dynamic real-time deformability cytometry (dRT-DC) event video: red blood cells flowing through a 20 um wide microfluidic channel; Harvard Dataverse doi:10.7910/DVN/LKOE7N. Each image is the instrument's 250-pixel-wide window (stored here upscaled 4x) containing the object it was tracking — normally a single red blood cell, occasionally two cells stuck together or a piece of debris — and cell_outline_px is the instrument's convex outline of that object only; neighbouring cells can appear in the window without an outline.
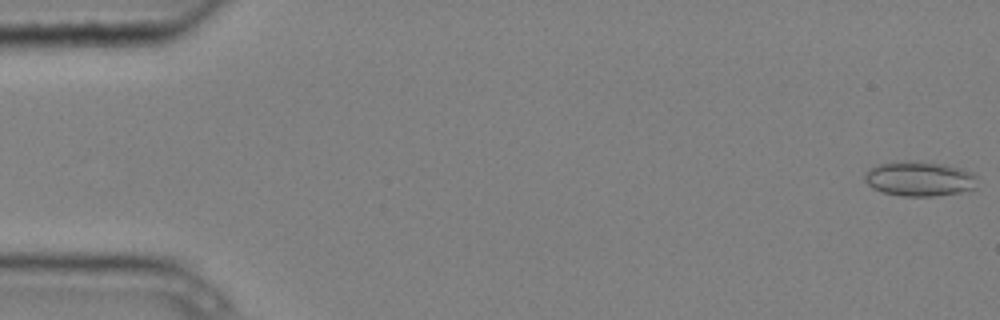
{"species": "common noctule bat (a hibernating species)", "species_latin": "Nyctalus noctula", "temperature_condition": "cold", "stored_images_in_passage": 5, "camera_frame_rate_fps": 3000, "um_per_image_px": 0.085, "animal": {"sex": "male", "body_mass_g": 20.4}, "frame": {"image": 1, "passage_image": 1, "time_ms": 0.0, "image_size_px": [1000, 320], "cell_outline_px": [[976, 188], [960, 192], [932, 196], [904, 196], [884, 192], [872, 188], [864, 180], [864, 176], [872, 168], [880, 164], [908, 160], [916, 160], [944, 164], [960, 168], [972, 172], [976, 176]], "centroid_in_image_um": [78.18, 15.19], "position_along_channel_um": 6.8, "area_um2": 22.72}}
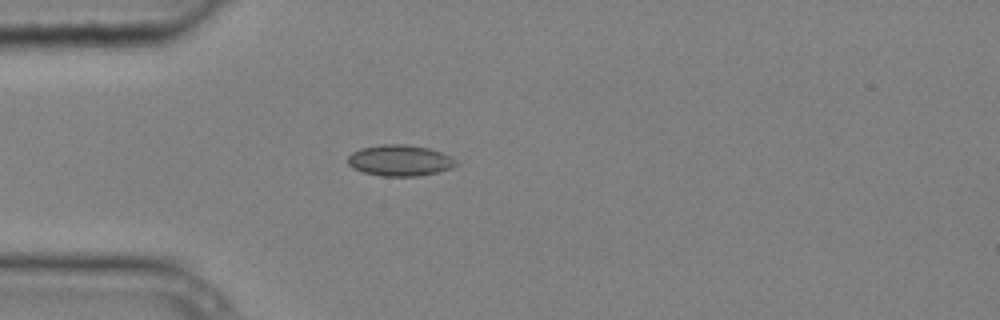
{"frame": {"image": 2, "passage_image": 5, "time_ms": 1.333, "image_size_px": [1000, 320], "cell_outline_px": [[456, 164], [452, 168], [420, 176], [380, 176], [364, 172], [352, 168], [348, 164], [348, 156], [352, 152], [360, 148], [380, 144], [404, 144], [428, 148], [440, 152], [456, 160]], "centroid_in_image_um": [33.94, 13.64], "position_along_channel_um": 51.1, "area_um2": 19.54}}